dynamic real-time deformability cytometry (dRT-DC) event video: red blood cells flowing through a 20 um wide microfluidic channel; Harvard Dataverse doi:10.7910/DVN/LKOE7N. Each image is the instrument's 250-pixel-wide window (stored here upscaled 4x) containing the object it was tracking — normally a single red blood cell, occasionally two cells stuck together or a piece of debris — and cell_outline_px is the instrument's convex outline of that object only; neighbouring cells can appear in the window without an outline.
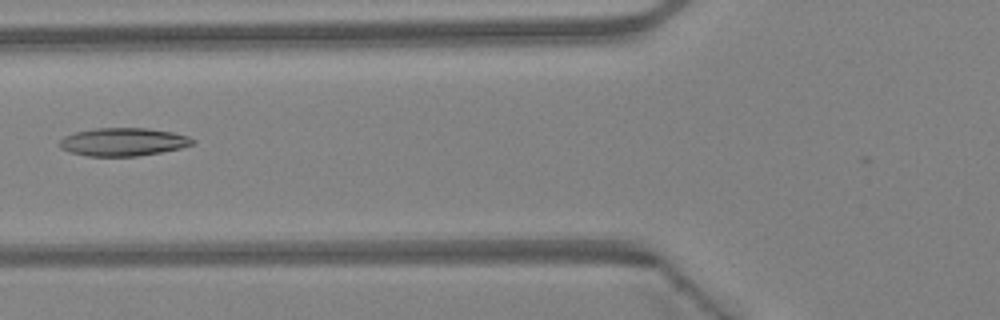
{"species": "Egyptian fruit bat (a non-hibernating species)", "species_latin": "Rousettus aegyptiacus", "temperature_condition": "warm", "stored_images_in_passage": 27, "camera_frame_rate_fps": 3000, "um_per_image_px": 0.085, "animal": {"sex": "female"}, "frame": {"image": 1, "passage_image": 6, "time_ms": 1.667, "image_size_px": [1000, 320], "cell_outline_px": [[196, 140], [192, 144], [180, 148], [160, 152], [136, 156], [88, 156], [72, 152], [60, 148], [60, 140], [64, 136], [76, 132], [96, 128], [148, 128], [172, 132], [188, 136]], "centroid_in_image_um": [10.48, 12.05], "position_along_channel_um": 115.3, "area_um2": 21.56}}
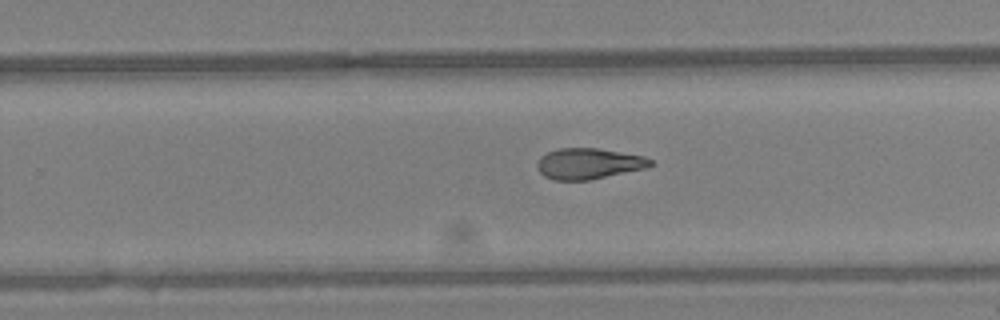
{"frame": {"image": 2, "passage_image": 17, "time_ms": 5.333, "image_size_px": [1000, 320], "cell_outline_px": [[652, 164], [644, 168], [588, 180], [556, 180], [544, 176], [540, 172], [536, 164], [540, 156], [556, 148], [596, 148], [644, 156], [652, 160]], "centroid_in_image_um": [49.98, 13.9], "position_along_channel_um": 279.8, "area_um2": 20.11}}
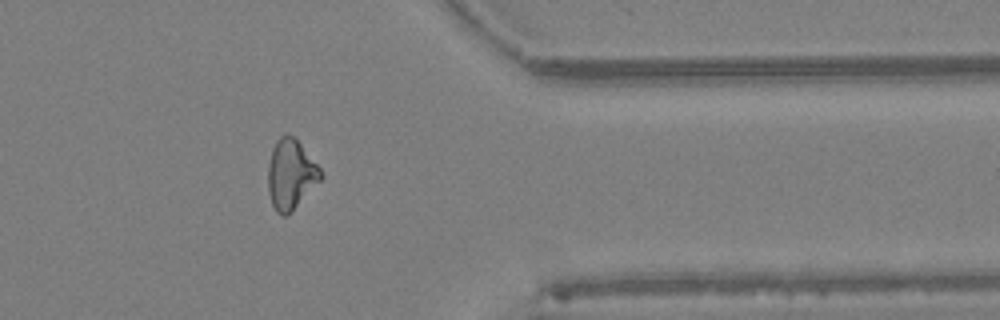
{"frame": {"image": 3, "passage_image": 25, "time_ms": 8.0, "image_size_px": [1000, 320], "cell_outline_px": [[324, 176], [284, 216], [280, 216], [276, 212], [272, 204], [268, 192], [268, 164], [272, 148], [276, 140], [280, 136], [288, 132], [300, 144], [320, 168]], "centroid_in_image_um": [24.68, 14.77], "position_along_channel_um": 386.7, "area_um2": 20.92}, "authors_computed_cell_mechanics": {"area_um2": 20.8658, "velocity_mm_per_s": 4.5047, "shape_relaxation_time_tau1_ms": null, "shape_relaxation_time_tau2_ms": 2.3875, "deformation_change_tau1": null, "deformation_change_tau2": 0.1026}}